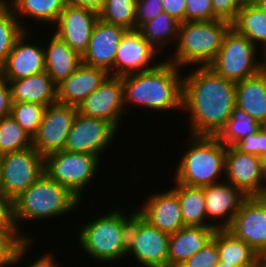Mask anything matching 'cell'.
Masks as SVG:
<instances>
[{
  "mask_svg": "<svg viewBox=\"0 0 266 267\" xmlns=\"http://www.w3.org/2000/svg\"><path fill=\"white\" fill-rule=\"evenodd\" d=\"M182 110L189 135L217 136L236 112V82L209 66L191 67L183 75Z\"/></svg>",
  "mask_w": 266,
  "mask_h": 267,
  "instance_id": "cell-1",
  "label": "cell"
},
{
  "mask_svg": "<svg viewBox=\"0 0 266 267\" xmlns=\"http://www.w3.org/2000/svg\"><path fill=\"white\" fill-rule=\"evenodd\" d=\"M183 70L163 58L150 70L122 76L126 115L133 105L160 114L182 111Z\"/></svg>",
  "mask_w": 266,
  "mask_h": 267,
  "instance_id": "cell-2",
  "label": "cell"
},
{
  "mask_svg": "<svg viewBox=\"0 0 266 267\" xmlns=\"http://www.w3.org/2000/svg\"><path fill=\"white\" fill-rule=\"evenodd\" d=\"M81 201L68 188L43 173L30 187L13 200L14 221L25 238H32L31 232L25 233L21 227L24 222H44L52 218H63L69 212L78 211ZM62 216V217H61ZM38 220V221H37ZM20 226V227H19ZM31 234V236H30Z\"/></svg>",
  "mask_w": 266,
  "mask_h": 267,
  "instance_id": "cell-3",
  "label": "cell"
},
{
  "mask_svg": "<svg viewBox=\"0 0 266 267\" xmlns=\"http://www.w3.org/2000/svg\"><path fill=\"white\" fill-rule=\"evenodd\" d=\"M125 209L110 208L106 213L98 214L93 220H87L78 228V245L84 251L85 256L92 257L95 262L109 263L119 262L127 257V240L132 211L129 215ZM102 216H101V215ZM106 214V215H105Z\"/></svg>",
  "mask_w": 266,
  "mask_h": 267,
  "instance_id": "cell-4",
  "label": "cell"
},
{
  "mask_svg": "<svg viewBox=\"0 0 266 267\" xmlns=\"http://www.w3.org/2000/svg\"><path fill=\"white\" fill-rule=\"evenodd\" d=\"M187 136L188 147L179 155L173 182L204 187L224 181L227 146L216 136Z\"/></svg>",
  "mask_w": 266,
  "mask_h": 267,
  "instance_id": "cell-5",
  "label": "cell"
},
{
  "mask_svg": "<svg viewBox=\"0 0 266 267\" xmlns=\"http://www.w3.org/2000/svg\"><path fill=\"white\" fill-rule=\"evenodd\" d=\"M232 23L213 21H185L180 23L178 40L173 53L165 59L177 67L209 66L216 58L224 37Z\"/></svg>",
  "mask_w": 266,
  "mask_h": 267,
  "instance_id": "cell-6",
  "label": "cell"
},
{
  "mask_svg": "<svg viewBox=\"0 0 266 267\" xmlns=\"http://www.w3.org/2000/svg\"><path fill=\"white\" fill-rule=\"evenodd\" d=\"M100 161L96 155L62 150L44 157V173L82 201L87 187L101 170Z\"/></svg>",
  "mask_w": 266,
  "mask_h": 267,
  "instance_id": "cell-7",
  "label": "cell"
},
{
  "mask_svg": "<svg viewBox=\"0 0 266 267\" xmlns=\"http://www.w3.org/2000/svg\"><path fill=\"white\" fill-rule=\"evenodd\" d=\"M259 51V48L246 36L239 34L231 27L224 37L216 58L209 67L223 78L238 82L254 76L262 70L264 56H261Z\"/></svg>",
  "mask_w": 266,
  "mask_h": 267,
  "instance_id": "cell-8",
  "label": "cell"
},
{
  "mask_svg": "<svg viewBox=\"0 0 266 267\" xmlns=\"http://www.w3.org/2000/svg\"><path fill=\"white\" fill-rule=\"evenodd\" d=\"M131 210L127 258L134 257L135 263L142 267H168L170 235L151 225L137 212L136 207Z\"/></svg>",
  "mask_w": 266,
  "mask_h": 267,
  "instance_id": "cell-9",
  "label": "cell"
},
{
  "mask_svg": "<svg viewBox=\"0 0 266 267\" xmlns=\"http://www.w3.org/2000/svg\"><path fill=\"white\" fill-rule=\"evenodd\" d=\"M44 173V157L33 147L1 155L0 190L14 200Z\"/></svg>",
  "mask_w": 266,
  "mask_h": 267,
  "instance_id": "cell-10",
  "label": "cell"
},
{
  "mask_svg": "<svg viewBox=\"0 0 266 267\" xmlns=\"http://www.w3.org/2000/svg\"><path fill=\"white\" fill-rule=\"evenodd\" d=\"M119 132L107 120L86 117L77 113L68 134L64 150L88 153L102 159L104 151L106 152L112 146L111 144L115 143Z\"/></svg>",
  "mask_w": 266,
  "mask_h": 267,
  "instance_id": "cell-11",
  "label": "cell"
},
{
  "mask_svg": "<svg viewBox=\"0 0 266 267\" xmlns=\"http://www.w3.org/2000/svg\"><path fill=\"white\" fill-rule=\"evenodd\" d=\"M78 113L86 117L107 120L121 130L122 123L126 120L124 118L128 116L124 107L122 76L108 75L81 103Z\"/></svg>",
  "mask_w": 266,
  "mask_h": 267,
  "instance_id": "cell-12",
  "label": "cell"
},
{
  "mask_svg": "<svg viewBox=\"0 0 266 267\" xmlns=\"http://www.w3.org/2000/svg\"><path fill=\"white\" fill-rule=\"evenodd\" d=\"M78 107L55 102L46 107L32 147L43 157L65 148Z\"/></svg>",
  "mask_w": 266,
  "mask_h": 267,
  "instance_id": "cell-13",
  "label": "cell"
},
{
  "mask_svg": "<svg viewBox=\"0 0 266 267\" xmlns=\"http://www.w3.org/2000/svg\"><path fill=\"white\" fill-rule=\"evenodd\" d=\"M227 230L266 255V195L247 197Z\"/></svg>",
  "mask_w": 266,
  "mask_h": 267,
  "instance_id": "cell-14",
  "label": "cell"
},
{
  "mask_svg": "<svg viewBox=\"0 0 266 267\" xmlns=\"http://www.w3.org/2000/svg\"><path fill=\"white\" fill-rule=\"evenodd\" d=\"M224 180L240 189L247 197L266 195L260 156L242 153L227 146Z\"/></svg>",
  "mask_w": 266,
  "mask_h": 267,
  "instance_id": "cell-15",
  "label": "cell"
},
{
  "mask_svg": "<svg viewBox=\"0 0 266 267\" xmlns=\"http://www.w3.org/2000/svg\"><path fill=\"white\" fill-rule=\"evenodd\" d=\"M98 19V13L89 9L74 7L67 3L56 23L51 28L46 27V29L47 31H49L48 29L53 31L51 33H54L79 55L83 56Z\"/></svg>",
  "mask_w": 266,
  "mask_h": 267,
  "instance_id": "cell-16",
  "label": "cell"
},
{
  "mask_svg": "<svg viewBox=\"0 0 266 267\" xmlns=\"http://www.w3.org/2000/svg\"><path fill=\"white\" fill-rule=\"evenodd\" d=\"M159 56L162 54L149 44L138 30H128L118 46L114 76L150 70L160 64L162 59H156Z\"/></svg>",
  "mask_w": 266,
  "mask_h": 267,
  "instance_id": "cell-17",
  "label": "cell"
},
{
  "mask_svg": "<svg viewBox=\"0 0 266 267\" xmlns=\"http://www.w3.org/2000/svg\"><path fill=\"white\" fill-rule=\"evenodd\" d=\"M30 34L32 35L30 30H24L16 39L5 63L0 67V74L5 80H17L45 71L43 42L30 41Z\"/></svg>",
  "mask_w": 266,
  "mask_h": 267,
  "instance_id": "cell-18",
  "label": "cell"
},
{
  "mask_svg": "<svg viewBox=\"0 0 266 267\" xmlns=\"http://www.w3.org/2000/svg\"><path fill=\"white\" fill-rule=\"evenodd\" d=\"M203 190L207 222L215 229H227L247 196L225 180Z\"/></svg>",
  "mask_w": 266,
  "mask_h": 267,
  "instance_id": "cell-19",
  "label": "cell"
},
{
  "mask_svg": "<svg viewBox=\"0 0 266 267\" xmlns=\"http://www.w3.org/2000/svg\"><path fill=\"white\" fill-rule=\"evenodd\" d=\"M147 196L136 210L151 225L169 235L185 226L177 193L172 188L157 189Z\"/></svg>",
  "mask_w": 266,
  "mask_h": 267,
  "instance_id": "cell-20",
  "label": "cell"
},
{
  "mask_svg": "<svg viewBox=\"0 0 266 267\" xmlns=\"http://www.w3.org/2000/svg\"><path fill=\"white\" fill-rule=\"evenodd\" d=\"M127 31L122 26L98 19L93 27L88 48L82 56V62L101 68L114 76V62L118 46Z\"/></svg>",
  "mask_w": 266,
  "mask_h": 267,
  "instance_id": "cell-21",
  "label": "cell"
},
{
  "mask_svg": "<svg viewBox=\"0 0 266 267\" xmlns=\"http://www.w3.org/2000/svg\"><path fill=\"white\" fill-rule=\"evenodd\" d=\"M108 75L105 70L82 62L73 74L57 84V102L79 107Z\"/></svg>",
  "mask_w": 266,
  "mask_h": 267,
  "instance_id": "cell-22",
  "label": "cell"
},
{
  "mask_svg": "<svg viewBox=\"0 0 266 267\" xmlns=\"http://www.w3.org/2000/svg\"><path fill=\"white\" fill-rule=\"evenodd\" d=\"M236 112L261 126L266 123V73L263 70L236 82Z\"/></svg>",
  "mask_w": 266,
  "mask_h": 267,
  "instance_id": "cell-23",
  "label": "cell"
},
{
  "mask_svg": "<svg viewBox=\"0 0 266 267\" xmlns=\"http://www.w3.org/2000/svg\"><path fill=\"white\" fill-rule=\"evenodd\" d=\"M212 226H184L170 235L168 267H178L212 240Z\"/></svg>",
  "mask_w": 266,
  "mask_h": 267,
  "instance_id": "cell-24",
  "label": "cell"
},
{
  "mask_svg": "<svg viewBox=\"0 0 266 267\" xmlns=\"http://www.w3.org/2000/svg\"><path fill=\"white\" fill-rule=\"evenodd\" d=\"M45 38L44 57L45 72L57 85L68 78L77 67L82 63V56L74 51L65 41L58 38L55 34H50ZM48 41V42H46Z\"/></svg>",
  "mask_w": 266,
  "mask_h": 267,
  "instance_id": "cell-25",
  "label": "cell"
},
{
  "mask_svg": "<svg viewBox=\"0 0 266 267\" xmlns=\"http://www.w3.org/2000/svg\"><path fill=\"white\" fill-rule=\"evenodd\" d=\"M6 81L10 85L12 103L30 102L47 107L57 102V85L45 71Z\"/></svg>",
  "mask_w": 266,
  "mask_h": 267,
  "instance_id": "cell-26",
  "label": "cell"
},
{
  "mask_svg": "<svg viewBox=\"0 0 266 267\" xmlns=\"http://www.w3.org/2000/svg\"><path fill=\"white\" fill-rule=\"evenodd\" d=\"M67 3L68 0H10L9 7L18 18L21 27L33 32L31 30L32 25L27 24L28 21L31 22L32 19L33 22L35 20L34 28L38 22V26L40 23H43L45 27L46 24L47 27L53 26Z\"/></svg>",
  "mask_w": 266,
  "mask_h": 267,
  "instance_id": "cell-27",
  "label": "cell"
},
{
  "mask_svg": "<svg viewBox=\"0 0 266 267\" xmlns=\"http://www.w3.org/2000/svg\"><path fill=\"white\" fill-rule=\"evenodd\" d=\"M212 239L217 243L220 262L239 267H257L258 252L227 229H216Z\"/></svg>",
  "mask_w": 266,
  "mask_h": 267,
  "instance_id": "cell-28",
  "label": "cell"
},
{
  "mask_svg": "<svg viewBox=\"0 0 266 267\" xmlns=\"http://www.w3.org/2000/svg\"><path fill=\"white\" fill-rule=\"evenodd\" d=\"M232 28L260 48L261 55L264 56L266 52V12L264 10L253 1L246 0L232 22Z\"/></svg>",
  "mask_w": 266,
  "mask_h": 267,
  "instance_id": "cell-29",
  "label": "cell"
},
{
  "mask_svg": "<svg viewBox=\"0 0 266 267\" xmlns=\"http://www.w3.org/2000/svg\"><path fill=\"white\" fill-rule=\"evenodd\" d=\"M177 193L185 226H211L206 219L203 187L172 182Z\"/></svg>",
  "mask_w": 266,
  "mask_h": 267,
  "instance_id": "cell-30",
  "label": "cell"
},
{
  "mask_svg": "<svg viewBox=\"0 0 266 267\" xmlns=\"http://www.w3.org/2000/svg\"><path fill=\"white\" fill-rule=\"evenodd\" d=\"M179 25L180 22L169 16L166 12H162L156 18L144 23L138 31L149 44L163 55L165 50H168L165 49L168 48L166 46L170 48L171 44L170 49L172 51V46L176 45Z\"/></svg>",
  "mask_w": 266,
  "mask_h": 267,
  "instance_id": "cell-31",
  "label": "cell"
},
{
  "mask_svg": "<svg viewBox=\"0 0 266 267\" xmlns=\"http://www.w3.org/2000/svg\"><path fill=\"white\" fill-rule=\"evenodd\" d=\"M35 239L25 238L18 228H0V267L20 265Z\"/></svg>",
  "mask_w": 266,
  "mask_h": 267,
  "instance_id": "cell-32",
  "label": "cell"
},
{
  "mask_svg": "<svg viewBox=\"0 0 266 267\" xmlns=\"http://www.w3.org/2000/svg\"><path fill=\"white\" fill-rule=\"evenodd\" d=\"M136 3L137 0H106L98 17L106 23L136 30Z\"/></svg>",
  "mask_w": 266,
  "mask_h": 267,
  "instance_id": "cell-33",
  "label": "cell"
},
{
  "mask_svg": "<svg viewBox=\"0 0 266 267\" xmlns=\"http://www.w3.org/2000/svg\"><path fill=\"white\" fill-rule=\"evenodd\" d=\"M32 147V138L11 116L0 119V155Z\"/></svg>",
  "mask_w": 266,
  "mask_h": 267,
  "instance_id": "cell-34",
  "label": "cell"
},
{
  "mask_svg": "<svg viewBox=\"0 0 266 267\" xmlns=\"http://www.w3.org/2000/svg\"><path fill=\"white\" fill-rule=\"evenodd\" d=\"M261 128L248 116L235 112L216 136L224 145L234 146L242 138L256 133Z\"/></svg>",
  "mask_w": 266,
  "mask_h": 267,
  "instance_id": "cell-35",
  "label": "cell"
},
{
  "mask_svg": "<svg viewBox=\"0 0 266 267\" xmlns=\"http://www.w3.org/2000/svg\"><path fill=\"white\" fill-rule=\"evenodd\" d=\"M23 32L24 29L10 7L0 10V67Z\"/></svg>",
  "mask_w": 266,
  "mask_h": 267,
  "instance_id": "cell-36",
  "label": "cell"
},
{
  "mask_svg": "<svg viewBox=\"0 0 266 267\" xmlns=\"http://www.w3.org/2000/svg\"><path fill=\"white\" fill-rule=\"evenodd\" d=\"M46 106L37 103H12L11 117L33 138L42 122Z\"/></svg>",
  "mask_w": 266,
  "mask_h": 267,
  "instance_id": "cell-37",
  "label": "cell"
},
{
  "mask_svg": "<svg viewBox=\"0 0 266 267\" xmlns=\"http://www.w3.org/2000/svg\"><path fill=\"white\" fill-rule=\"evenodd\" d=\"M219 262L217 243L212 239L178 267H216Z\"/></svg>",
  "mask_w": 266,
  "mask_h": 267,
  "instance_id": "cell-38",
  "label": "cell"
},
{
  "mask_svg": "<svg viewBox=\"0 0 266 267\" xmlns=\"http://www.w3.org/2000/svg\"><path fill=\"white\" fill-rule=\"evenodd\" d=\"M185 21H213V5L211 0H186Z\"/></svg>",
  "mask_w": 266,
  "mask_h": 267,
  "instance_id": "cell-39",
  "label": "cell"
},
{
  "mask_svg": "<svg viewBox=\"0 0 266 267\" xmlns=\"http://www.w3.org/2000/svg\"><path fill=\"white\" fill-rule=\"evenodd\" d=\"M234 147L247 154L261 156L266 153V132L261 127L256 133L239 140Z\"/></svg>",
  "mask_w": 266,
  "mask_h": 267,
  "instance_id": "cell-40",
  "label": "cell"
},
{
  "mask_svg": "<svg viewBox=\"0 0 266 267\" xmlns=\"http://www.w3.org/2000/svg\"><path fill=\"white\" fill-rule=\"evenodd\" d=\"M162 12H164L162 0H137L136 30L144 23L156 18Z\"/></svg>",
  "mask_w": 266,
  "mask_h": 267,
  "instance_id": "cell-41",
  "label": "cell"
},
{
  "mask_svg": "<svg viewBox=\"0 0 266 267\" xmlns=\"http://www.w3.org/2000/svg\"><path fill=\"white\" fill-rule=\"evenodd\" d=\"M246 0H211L214 16L228 22L236 19L237 13Z\"/></svg>",
  "mask_w": 266,
  "mask_h": 267,
  "instance_id": "cell-42",
  "label": "cell"
},
{
  "mask_svg": "<svg viewBox=\"0 0 266 267\" xmlns=\"http://www.w3.org/2000/svg\"><path fill=\"white\" fill-rule=\"evenodd\" d=\"M0 228H17L13 200L0 190Z\"/></svg>",
  "mask_w": 266,
  "mask_h": 267,
  "instance_id": "cell-43",
  "label": "cell"
},
{
  "mask_svg": "<svg viewBox=\"0 0 266 267\" xmlns=\"http://www.w3.org/2000/svg\"><path fill=\"white\" fill-rule=\"evenodd\" d=\"M12 96L9 83L0 74V119L11 115Z\"/></svg>",
  "mask_w": 266,
  "mask_h": 267,
  "instance_id": "cell-44",
  "label": "cell"
},
{
  "mask_svg": "<svg viewBox=\"0 0 266 267\" xmlns=\"http://www.w3.org/2000/svg\"><path fill=\"white\" fill-rule=\"evenodd\" d=\"M186 0H162L164 12L176 19L178 22H185Z\"/></svg>",
  "mask_w": 266,
  "mask_h": 267,
  "instance_id": "cell-45",
  "label": "cell"
},
{
  "mask_svg": "<svg viewBox=\"0 0 266 267\" xmlns=\"http://www.w3.org/2000/svg\"><path fill=\"white\" fill-rule=\"evenodd\" d=\"M39 253L41 255L36 254L37 257L34 259V261L27 264V266L25 265V267H60L59 262L56 260L57 256L54 255L55 253H53V251L47 252L46 250V252H44L46 254L41 252Z\"/></svg>",
  "mask_w": 266,
  "mask_h": 267,
  "instance_id": "cell-46",
  "label": "cell"
},
{
  "mask_svg": "<svg viewBox=\"0 0 266 267\" xmlns=\"http://www.w3.org/2000/svg\"><path fill=\"white\" fill-rule=\"evenodd\" d=\"M74 7L85 8L99 13L106 3V0H68Z\"/></svg>",
  "mask_w": 266,
  "mask_h": 267,
  "instance_id": "cell-47",
  "label": "cell"
},
{
  "mask_svg": "<svg viewBox=\"0 0 266 267\" xmlns=\"http://www.w3.org/2000/svg\"><path fill=\"white\" fill-rule=\"evenodd\" d=\"M261 172L266 183V153L260 156Z\"/></svg>",
  "mask_w": 266,
  "mask_h": 267,
  "instance_id": "cell-48",
  "label": "cell"
},
{
  "mask_svg": "<svg viewBox=\"0 0 266 267\" xmlns=\"http://www.w3.org/2000/svg\"><path fill=\"white\" fill-rule=\"evenodd\" d=\"M257 267H266V255H259Z\"/></svg>",
  "mask_w": 266,
  "mask_h": 267,
  "instance_id": "cell-49",
  "label": "cell"
},
{
  "mask_svg": "<svg viewBox=\"0 0 266 267\" xmlns=\"http://www.w3.org/2000/svg\"><path fill=\"white\" fill-rule=\"evenodd\" d=\"M254 3L266 12V0H255Z\"/></svg>",
  "mask_w": 266,
  "mask_h": 267,
  "instance_id": "cell-50",
  "label": "cell"
},
{
  "mask_svg": "<svg viewBox=\"0 0 266 267\" xmlns=\"http://www.w3.org/2000/svg\"><path fill=\"white\" fill-rule=\"evenodd\" d=\"M10 6V0H0V10L8 8Z\"/></svg>",
  "mask_w": 266,
  "mask_h": 267,
  "instance_id": "cell-51",
  "label": "cell"
},
{
  "mask_svg": "<svg viewBox=\"0 0 266 267\" xmlns=\"http://www.w3.org/2000/svg\"><path fill=\"white\" fill-rule=\"evenodd\" d=\"M216 267H239V266L228 265V264H226V263L219 262L218 265H217Z\"/></svg>",
  "mask_w": 266,
  "mask_h": 267,
  "instance_id": "cell-52",
  "label": "cell"
},
{
  "mask_svg": "<svg viewBox=\"0 0 266 267\" xmlns=\"http://www.w3.org/2000/svg\"><path fill=\"white\" fill-rule=\"evenodd\" d=\"M263 66H266V52L264 53V65Z\"/></svg>",
  "mask_w": 266,
  "mask_h": 267,
  "instance_id": "cell-53",
  "label": "cell"
},
{
  "mask_svg": "<svg viewBox=\"0 0 266 267\" xmlns=\"http://www.w3.org/2000/svg\"><path fill=\"white\" fill-rule=\"evenodd\" d=\"M266 132V123L261 126Z\"/></svg>",
  "mask_w": 266,
  "mask_h": 267,
  "instance_id": "cell-54",
  "label": "cell"
},
{
  "mask_svg": "<svg viewBox=\"0 0 266 267\" xmlns=\"http://www.w3.org/2000/svg\"><path fill=\"white\" fill-rule=\"evenodd\" d=\"M262 70L266 73V66H263Z\"/></svg>",
  "mask_w": 266,
  "mask_h": 267,
  "instance_id": "cell-55",
  "label": "cell"
}]
</instances>
